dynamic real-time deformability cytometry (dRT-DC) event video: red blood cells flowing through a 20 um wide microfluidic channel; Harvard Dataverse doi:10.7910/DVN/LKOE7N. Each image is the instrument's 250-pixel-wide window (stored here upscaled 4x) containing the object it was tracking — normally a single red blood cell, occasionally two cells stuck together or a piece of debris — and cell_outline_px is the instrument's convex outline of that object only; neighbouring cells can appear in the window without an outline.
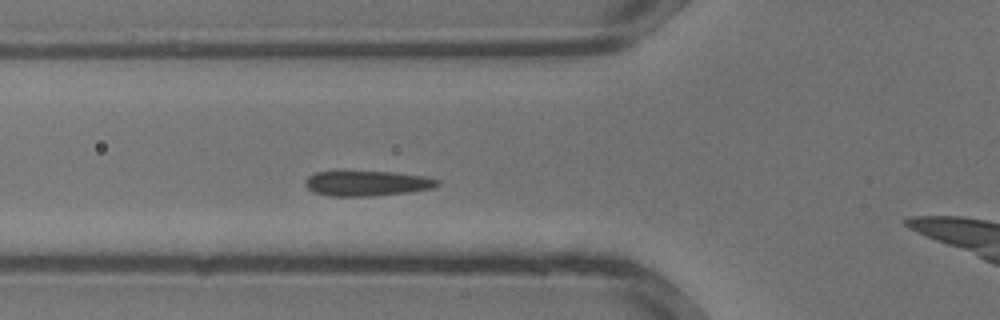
{"species": "common noctule bat (a hibernating species)", "species_latin": "Nyctalus noctula", "temperature_condition": "warm", "stored_images_in_passage": 21, "camera_frame_rate_fps": 3000, "um_per_image_px": 0.085, "animal": {"sex": "male", "body_mass_g": 13.3}, "frame": {"image": 1, "passage_image": 5, "time_ms": 1.333, "image_size_px": [1000, 320], "cell_outline_px": [[440, 184], [432, 188], [412, 192], [368, 196], [332, 196], [312, 192], [304, 184], [304, 180], [308, 176], [316, 172], [396, 172], [424, 176], [440, 180]], "centroid_in_image_um": [31.21, 15.59], "position_along_channel_um": 94.6, "area_um2": 19.36}}
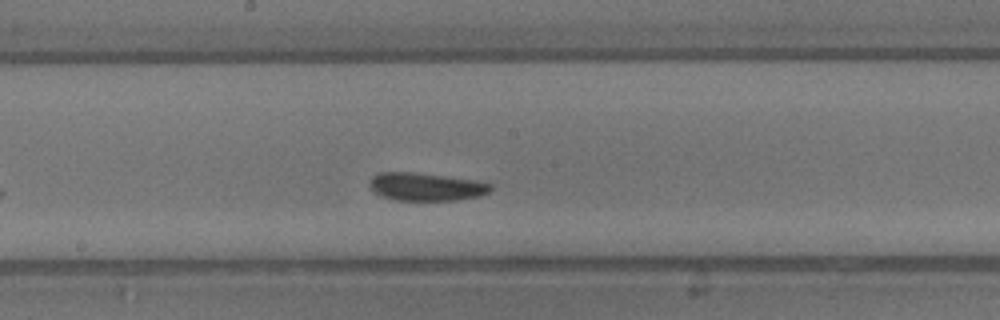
{"frame": {"image": 2, "passage_image": 11, "time_ms": 3.333, "image_size_px": [1000, 320], "cell_outline_px": [[492, 188], [488, 192], [480, 196], [456, 200], [396, 200], [380, 196], [368, 184], [368, 180], [372, 176], [380, 172], [412, 172], [476, 180], [492, 184]], "centroid_in_image_um": [36.19, 15.87], "position_along_channel_um": 212.0, "area_um2": 19.71}}
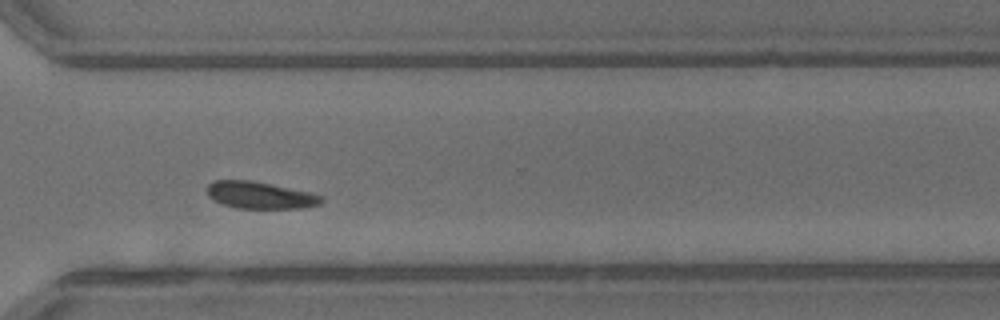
{"frame": {"image": 3, "passage_image": 18, "time_ms": 5.667, "image_size_px": [1000, 320], "cell_outline_px": [[324, 200], [320, 204], [304, 208], [236, 208], [220, 204], [212, 200], [208, 196], [208, 184], [212, 180], [252, 180], [312, 192], [320, 196]], "centroid_in_image_um": [22.09, 16.59], "position_along_channel_um": 348.5, "area_um2": 18.21}}